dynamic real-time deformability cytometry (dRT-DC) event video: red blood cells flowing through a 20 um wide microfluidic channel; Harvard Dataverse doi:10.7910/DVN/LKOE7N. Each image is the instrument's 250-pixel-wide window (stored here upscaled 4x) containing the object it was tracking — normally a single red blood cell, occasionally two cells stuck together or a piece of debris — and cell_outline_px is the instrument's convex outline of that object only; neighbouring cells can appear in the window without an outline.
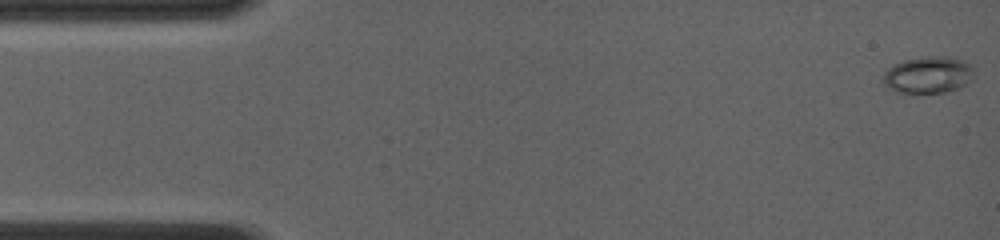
{"species": "common noctule bat (a hibernating species)", "species_latin": "Nyctalus noctula", "temperature_condition": "room temperature", "stored_images_in_passage": 60, "camera_frame_rate_fps": 4000, "um_per_image_px": 0.085, "animal": {"sex": "female", "body_mass_g": 19.0, "forearm_length_mm": 56.7}, "frame": {"image": 1, "passage_image": 1, "time_ms": 0.0, "image_size_px": [1000, 240], "cell_outline_px": [[972, 80], [948, 92], [912, 96], [896, 92], [888, 88], [880, 80], [884, 72], [892, 64], [904, 60], [924, 56], [948, 56], [964, 60], [972, 68]], "centroid_in_image_um": [78.81, 6.4], "position_along_channel_um": 6.2, "area_um2": 20.29}}
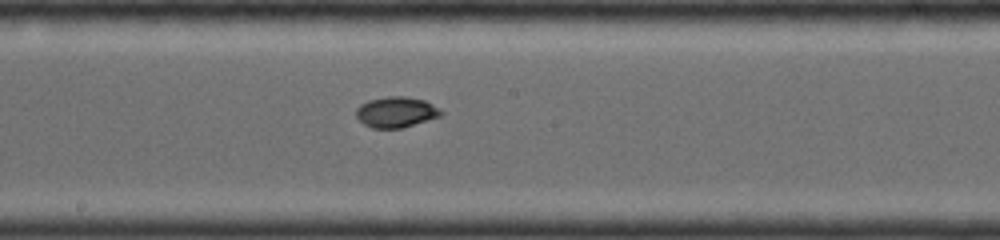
{"frame": {"image": 2, "passage_image": 33, "time_ms": 8.0, "image_size_px": [1000, 240], "cell_outline_px": [[444, 112], [440, 116], [404, 128], [372, 128], [364, 124], [356, 116], [356, 108], [360, 104], [368, 100], [388, 96], [404, 96], [424, 100], [440, 108]], "centroid_in_image_um": [33.67, 9.53], "position_along_channel_um": 214.5, "area_um2": 15.26}}
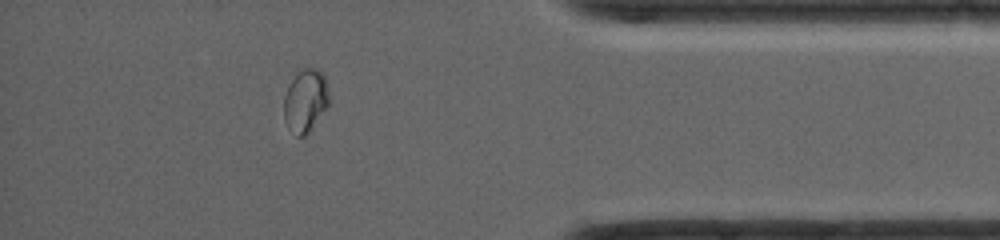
{"frame": {"image": 3, "passage_image": 53, "time_ms": 13.0, "image_size_px": [1000, 240], "cell_outline_px": [[328, 104], [312, 128], [304, 136], [296, 136], [288, 128], [284, 120], [284, 96], [288, 84], [296, 72], [304, 68], [316, 68], [324, 76], [328, 88]], "centroid_in_image_um": [25.93, 8.55], "position_along_channel_um": 409.3, "area_um2": 16.53}}